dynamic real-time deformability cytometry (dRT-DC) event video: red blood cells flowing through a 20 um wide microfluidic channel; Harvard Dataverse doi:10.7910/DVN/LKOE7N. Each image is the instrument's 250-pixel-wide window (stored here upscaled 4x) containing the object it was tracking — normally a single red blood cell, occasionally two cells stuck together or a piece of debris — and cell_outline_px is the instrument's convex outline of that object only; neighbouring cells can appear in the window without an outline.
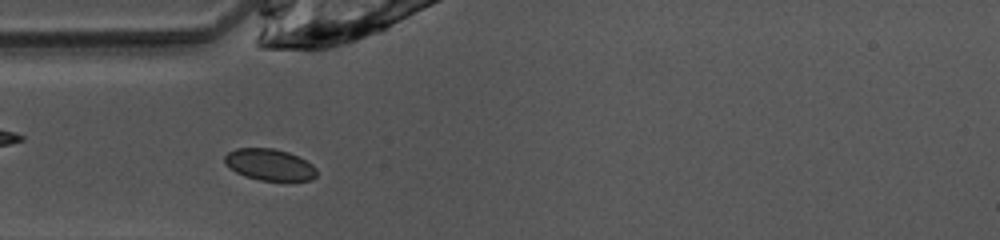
{"species": "common noctule bat (a hibernating species)", "species_latin": "Nyctalus noctula", "temperature_condition": "warm", "stored_images_in_passage": 37, "camera_frame_rate_fps": 3000, "um_per_image_px": 0.085, "animal": {"sex": "female", "body_mass_g": 10.0, "forearm_length_mm": 53.1}, "frame": {"image": 1, "passage_image": 2, "time_ms": 0.333, "image_size_px": [1000, 240], "cell_outline_px": [[316, 176], [312, 180], [260, 180], [244, 176], [228, 168], [224, 164], [224, 156], [228, 152], [236, 148], [272, 148], [288, 152], [312, 164], [316, 168]], "centroid_in_image_um": [22.86, 13.99], "position_along_channel_um": 62.1, "area_um2": 16.88}}
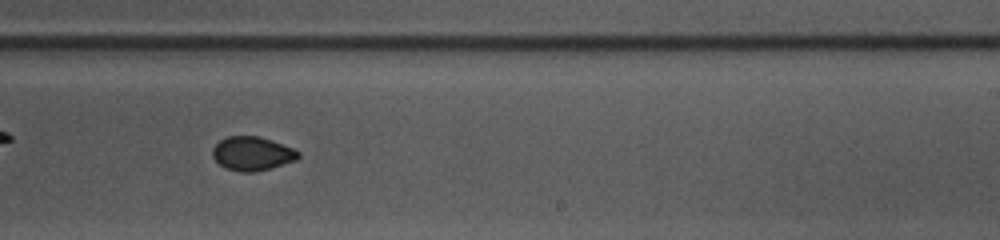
{"frame": {"image": 2, "passage_image": 17, "time_ms": 5.333, "image_size_px": [1000, 240], "cell_outline_px": [[300, 156], [296, 160], [256, 172], [240, 172], [224, 168], [212, 156], [212, 148], [220, 140], [228, 136], [260, 136], [272, 140], [292, 148], [300, 152]], "centroid_in_image_um": [21.42, 13.05], "position_along_channel_um": 267.6, "area_um2": 16.94}}
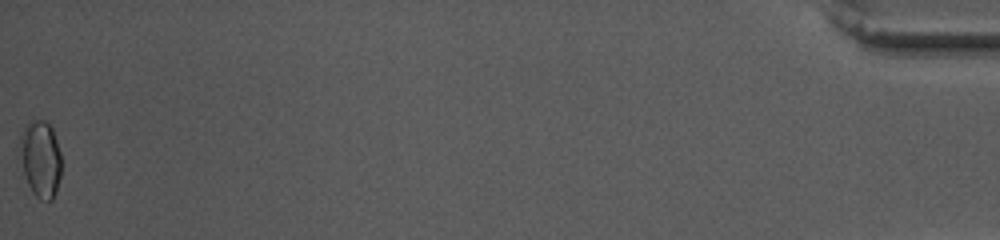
{"frame": {"image": 3, "passage_image": 37, "time_ms": 12.0, "image_size_px": [1000, 240], "cell_outline_px": [[60, 176], [56, 192], [52, 200], [40, 200], [32, 192], [28, 184], [24, 172], [20, 140], [20, 136], [24, 124], [28, 120], [44, 120], [52, 128], [60, 152]], "centroid_in_image_um": [3.45, 13.48], "position_along_channel_um": 431.7, "area_um2": 18.32}, "authors_computed_cell_mechanics": {"area_um2": 16.9932, "velocity_mm_per_s": 4.0828, "shape_relaxation_time_tau1_ms": 9.0352, "shape_relaxation_time_tau2_ms": 1.0662, "deformation_change_tau1": 0.1117, "deformation_change_tau2": 0.0313}}